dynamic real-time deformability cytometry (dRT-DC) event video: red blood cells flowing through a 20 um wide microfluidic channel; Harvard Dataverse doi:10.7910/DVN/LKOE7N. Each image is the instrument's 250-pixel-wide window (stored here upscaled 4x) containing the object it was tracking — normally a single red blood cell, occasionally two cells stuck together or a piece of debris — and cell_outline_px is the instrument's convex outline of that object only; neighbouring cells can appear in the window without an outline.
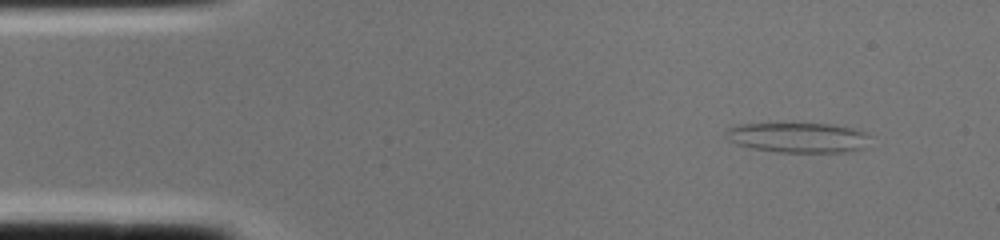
{"species": "common noctule bat (a hibernating species)", "species_latin": "Nyctalus noctula", "temperature_condition": "cold", "stored_images_in_passage": 1, "camera_frame_rate_fps": 3000, "um_per_image_px": 0.085, "animal": {"sex": "female", "body_mass_g": 22.0, "forearm_length_mm": 56.7}, "frame": {"image": 1, "passage_image": 1, "time_ms": 0.0, "image_size_px": [1000, 240], "cell_outline_px": [[872, 136], [864, 148], [844, 152], [780, 152], [752, 148], [736, 144], [728, 140], [724, 136], [724, 132], [728, 128], [736, 124], [832, 124], [856, 128]], "centroid_in_image_um": [67.84, 11.69], "position_along_channel_um": 17.2, "area_um2": 25.43}}